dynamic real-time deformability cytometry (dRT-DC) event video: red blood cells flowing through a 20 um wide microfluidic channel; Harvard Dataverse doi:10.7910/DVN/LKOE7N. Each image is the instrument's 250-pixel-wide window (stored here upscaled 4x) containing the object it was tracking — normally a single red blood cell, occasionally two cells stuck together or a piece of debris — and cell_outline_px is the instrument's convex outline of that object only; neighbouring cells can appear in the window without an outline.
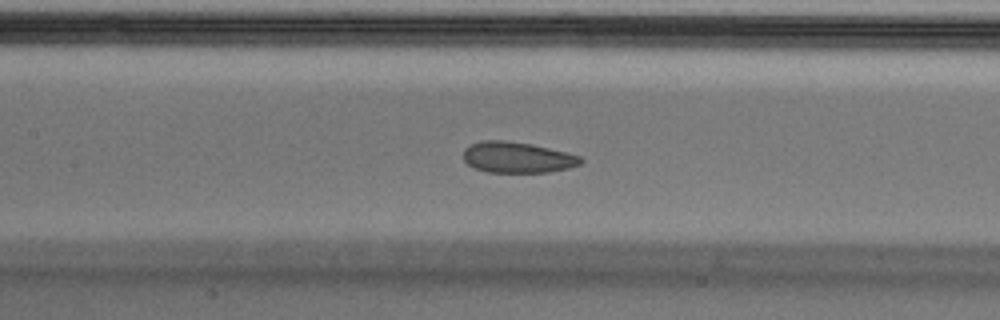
{"species": "Egyptian fruit bat (a non-hibernating species)", "species_latin": "Rousettus aegyptiacus", "temperature_condition": "cold", "stored_images_in_passage": 51, "segment_of_instrument_passage": [1, 2], "camera_frame_rate_fps": 3000, "um_per_image_px": 0.085, "animal": {"sex": "male"}, "frame": {"image": 1, "passage_image": 21, "time_ms": 6.667, "image_size_px": [1000, 320], "cell_outline_px": [[584, 160], [580, 164], [568, 168], [548, 172], [488, 172], [476, 168], [468, 164], [464, 160], [464, 148], [480, 140], [504, 140], [532, 144], [580, 156]], "centroid_in_image_um": [43.96, 13.37], "position_along_channel_um": 163.4, "area_um2": 20.98}}
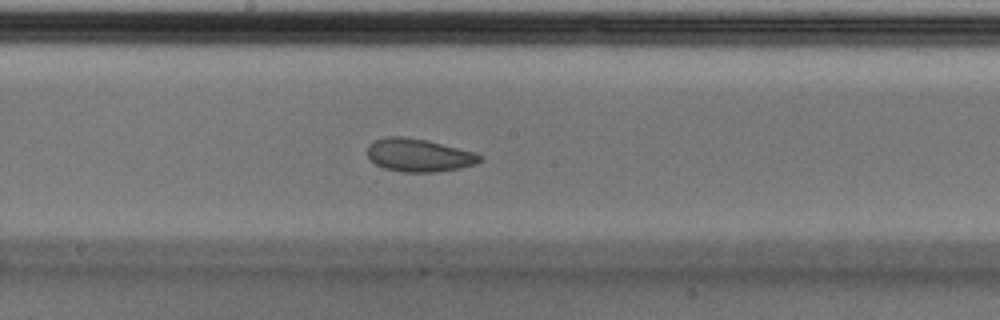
{"frame": {"image": 2, "passage_image": 25, "time_ms": 8.0, "image_size_px": [1000, 320], "cell_outline_px": [[484, 160], [476, 164], [460, 168], [436, 172], [400, 172], [384, 168], [368, 160], [368, 144], [372, 140], [384, 136], [404, 136], [424, 140], [472, 152], [484, 156]], "centroid_in_image_um": [35.55, 13.2], "position_along_channel_um": 212.6, "area_um2": 21.73}}
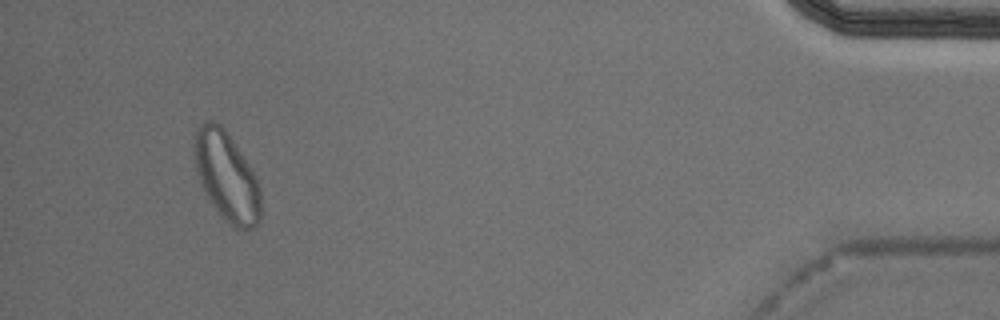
{"frame": {"image": 3, "passage_image": 47, "time_ms": 15.333, "image_size_px": [1000, 320], "cell_outline_px": [[260, 224], [256, 228], [232, 228], [212, 204], [200, 184], [196, 172], [192, 152], [192, 144], [196, 128], [204, 120], [216, 120], [224, 128], [232, 140], [252, 172], [260, 188]], "centroid_in_image_um": [19.21, 14.97], "position_along_channel_um": 416.0, "area_um2": 34.56}}